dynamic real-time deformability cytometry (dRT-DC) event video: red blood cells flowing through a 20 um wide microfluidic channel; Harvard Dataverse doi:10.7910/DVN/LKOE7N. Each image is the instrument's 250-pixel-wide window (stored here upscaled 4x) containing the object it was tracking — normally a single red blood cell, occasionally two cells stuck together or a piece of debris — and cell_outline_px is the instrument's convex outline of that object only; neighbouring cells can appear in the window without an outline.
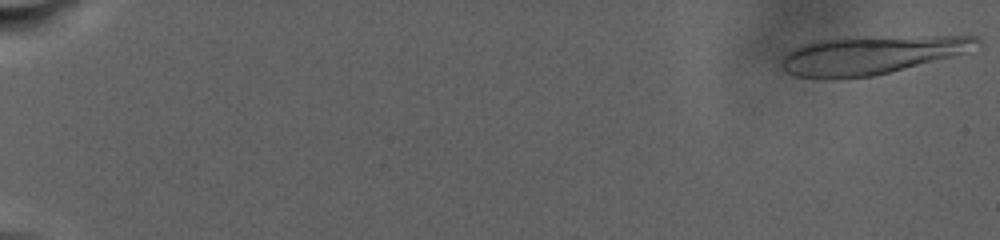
{"species": "human", "species_latin": "Homo sapiens", "temperature_condition": "warm", "stored_images_in_passage": 121, "camera_frame_rate_fps": 3000, "um_per_image_px": 0.085, "donor": {"sex": "male"}, "frame": {"image": 1, "passage_image": 1, "time_ms": 0.0, "image_size_px": [1000, 240], "cell_outline_px": [[984, 44], [964, 52], [952, 56], [872, 76], [836, 80], [824, 80], [796, 76], [784, 72], [780, 68], [780, 64], [784, 56], [788, 52], [804, 44], [816, 40], [848, 36], [976, 36]], "centroid_in_image_um": [73.98, 4.67], "position_along_channel_um": 11.0, "area_um2": 44.33}}
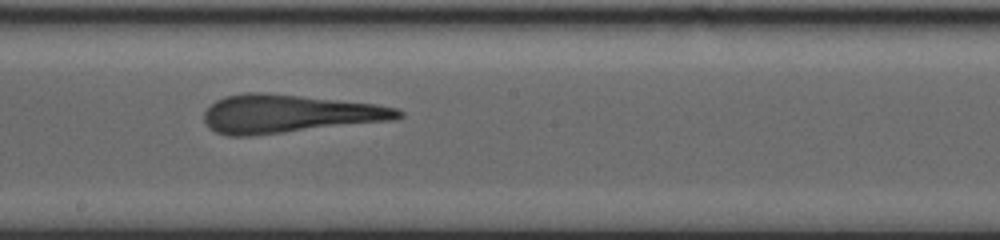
{"frame": {"image": 2, "passage_image": 76, "time_ms": 16.667, "image_size_px": [1000, 240], "cell_outline_px": [[404, 116], [396, 120], [252, 136], [228, 136], [216, 132], [208, 128], [204, 120], [204, 112], [216, 100], [224, 96], [244, 92], [260, 92], [300, 96], [376, 104], [400, 108], [404, 112]], "centroid_in_image_um": [24.59, 9.68], "position_along_channel_um": 223.6, "area_um2": 43.58}}
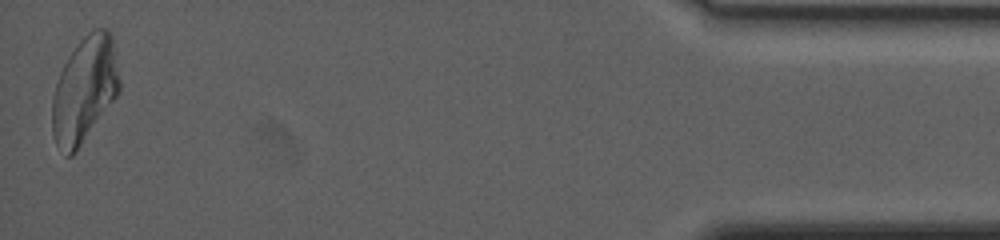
{"frame": {"image": 3, "passage_image": 119, "time_ms": 27.667, "image_size_px": [1000, 240], "cell_outline_px": [[120, 92], [76, 152], [72, 156], [68, 156], [56, 144], [52, 132], [52, 96], [60, 72], [68, 56], [80, 40], [92, 28], [104, 28], [112, 36], [120, 80]], "centroid_in_image_um": [7.19, 7.63], "position_along_channel_um": 428.0, "area_um2": 41.44}, "authors_computed_cell_mechanics": {"area_um2": 42.7142, "velocity_mm_per_s": 2.5163, "shape_relaxation_time_tau1_ms": null, "shape_relaxation_time_tau2_ms": 2.8382, "deformation_change_tau1": null, "deformation_change_tau2": 0.1477}}